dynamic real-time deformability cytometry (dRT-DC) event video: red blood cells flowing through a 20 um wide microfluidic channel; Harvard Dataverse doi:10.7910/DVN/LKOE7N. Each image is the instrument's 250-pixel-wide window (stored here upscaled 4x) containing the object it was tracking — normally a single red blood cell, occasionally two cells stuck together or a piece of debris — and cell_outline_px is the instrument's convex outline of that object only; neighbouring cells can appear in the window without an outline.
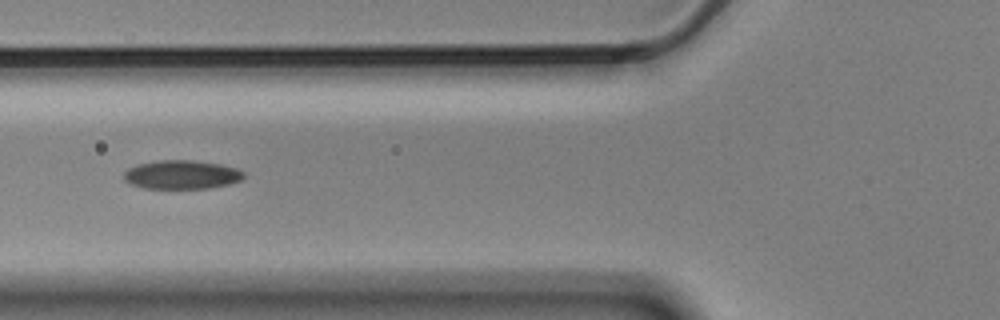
{"species": "Egyptian fruit bat (a non-hibernating species)", "species_latin": "Rousettus aegyptiacus", "temperature_condition": "cold", "stored_images_in_passage": 5, "camera_frame_rate_fps": 3000, "um_per_image_px": 0.085, "animal": {"sex": "male"}, "frame": {"image": 1, "passage_image": 4, "time_ms": 1.0, "image_size_px": [1000, 320], "cell_outline_px": [[244, 176], [240, 180], [228, 184], [212, 188], [144, 188], [132, 184], [124, 180], [124, 172], [128, 168], [136, 164], [160, 160], [192, 160], [220, 164], [236, 168], [244, 172]], "centroid_in_image_um": [15.43, 14.84], "position_along_channel_um": 110.4, "area_um2": 20.06}}
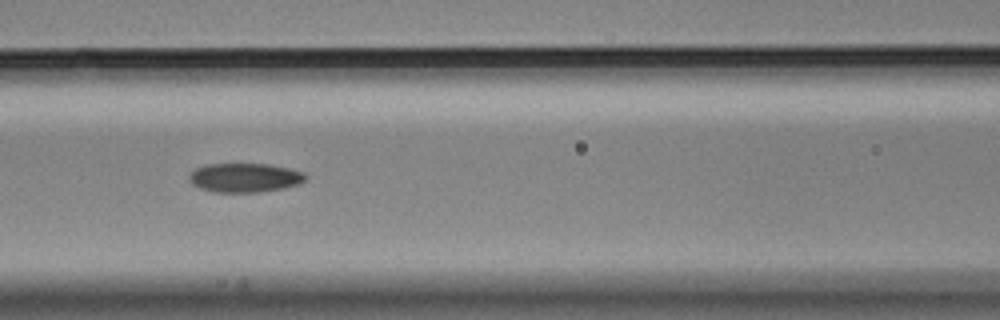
{"frame": {"image": 2, "passage_image": 5, "time_ms": 1.333, "image_size_px": [1000, 320], "cell_outline_px": [[304, 180], [300, 184], [284, 188], [260, 192], [212, 192], [200, 188], [192, 184], [188, 180], [188, 176], [196, 168], [204, 164], [268, 164], [288, 168], [304, 172]], "centroid_in_image_um": [20.77, 15.1], "position_along_channel_um": 145.8, "area_um2": 19.77}}